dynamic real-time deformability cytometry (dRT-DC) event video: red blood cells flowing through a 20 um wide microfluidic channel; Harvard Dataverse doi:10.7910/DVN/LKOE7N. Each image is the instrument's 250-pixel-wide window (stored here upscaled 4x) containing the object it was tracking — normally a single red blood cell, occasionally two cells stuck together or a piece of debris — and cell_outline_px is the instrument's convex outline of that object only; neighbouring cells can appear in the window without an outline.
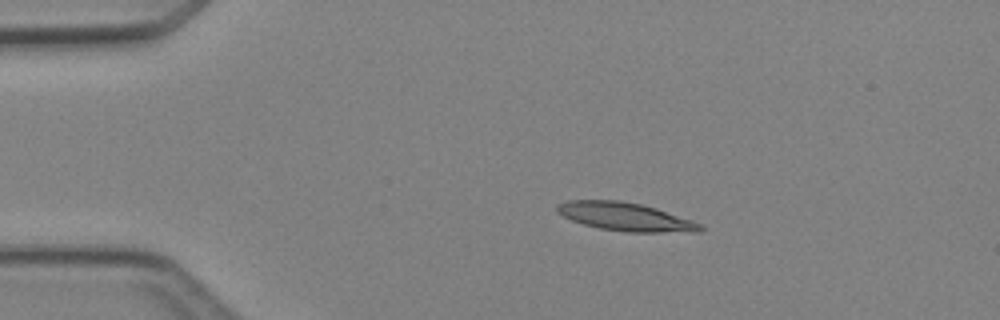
{"species": "Egyptian fruit bat (a non-hibernating species)", "species_latin": "Rousettus aegyptiacus", "temperature_condition": "cold", "stored_images_in_passage": 3, "camera_frame_rate_fps": 3000, "um_per_image_px": 0.085, "animal": {"sex": "female"}, "frame": {"image": 1, "passage_image": 2, "time_ms": 2.0, "image_size_px": [1000, 320], "cell_outline_px": [[704, 228], [700, 232], [628, 232], [600, 228], [584, 224], [572, 220], [556, 212], [556, 204], [568, 200], [620, 200], [640, 204], [656, 208], [692, 220], [700, 224]], "centroid_in_image_um": [53.15, 18.42], "position_along_channel_um": 31.8, "area_um2": 23.52}}